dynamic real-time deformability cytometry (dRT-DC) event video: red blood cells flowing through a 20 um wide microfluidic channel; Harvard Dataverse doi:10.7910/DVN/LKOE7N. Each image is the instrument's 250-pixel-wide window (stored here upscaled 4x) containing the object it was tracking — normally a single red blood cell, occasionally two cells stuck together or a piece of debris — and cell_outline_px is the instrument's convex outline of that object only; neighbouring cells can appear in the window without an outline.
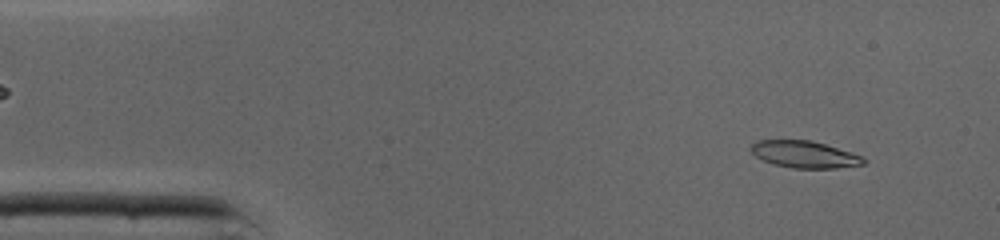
{"species": "common noctule bat (a hibernating species)", "species_latin": "Nyctalus noctula", "temperature_condition": "cold", "stored_images_in_passage": 44, "camera_frame_rate_fps": 3000, "um_per_image_px": 0.085, "animal": {"sex": "male", "body_mass_g": 19.0, "forearm_length_mm": 50.8}, "frame": {"image": 1, "passage_image": 3, "time_ms": 0.667, "image_size_px": [1000, 240], "cell_outline_px": [[868, 160], [864, 164], [836, 168], [792, 168], [772, 164], [756, 156], [748, 148], [756, 140], [812, 140], [852, 152], [864, 156]], "centroid_in_image_um": [68.41, 13.12], "position_along_channel_um": 16.6, "area_um2": 17.86}}
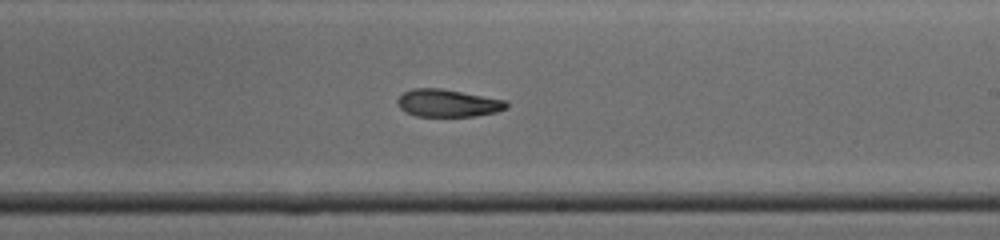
{"frame": {"image": 2, "passage_image": 25, "time_ms": 8.0, "image_size_px": [1000, 240], "cell_outline_px": [[508, 108], [496, 112], [476, 116], [416, 116], [404, 112], [396, 104], [396, 100], [404, 92], [412, 88], [440, 88], [508, 100]], "centroid_in_image_um": [38.07, 8.76], "position_along_channel_um": 250.9, "area_um2": 17.69}}
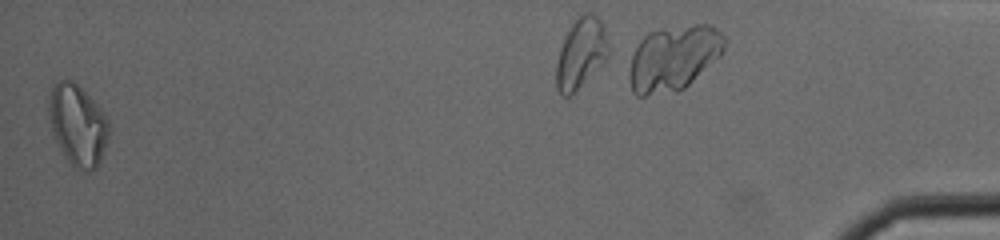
{"frame": {"image": 3, "passage_image": 44, "time_ms": 14.333, "image_size_px": [1000, 240], "cell_outline_px": [[112, 128], [104, 152], [96, 168], [92, 172], [88, 172], [76, 168], [68, 164], [52, 136], [48, 116], [48, 96], [52, 88], [60, 80], [72, 80], [100, 108], [108, 120]], "centroid_in_image_um": [6.6, 10.69], "position_along_channel_um": 428.6, "area_um2": 28.9}, "authors_computed_cell_mechanics": {"area_um2": 18.5249, "velocity_mm_per_s": 4.3627, "shape_relaxation_time_tau1_ms": 8.0737, "shape_relaxation_time_tau2_ms": 4.7687, "deformation_change_tau1": 0.2181, "deformation_change_tau2": 0.1263}}